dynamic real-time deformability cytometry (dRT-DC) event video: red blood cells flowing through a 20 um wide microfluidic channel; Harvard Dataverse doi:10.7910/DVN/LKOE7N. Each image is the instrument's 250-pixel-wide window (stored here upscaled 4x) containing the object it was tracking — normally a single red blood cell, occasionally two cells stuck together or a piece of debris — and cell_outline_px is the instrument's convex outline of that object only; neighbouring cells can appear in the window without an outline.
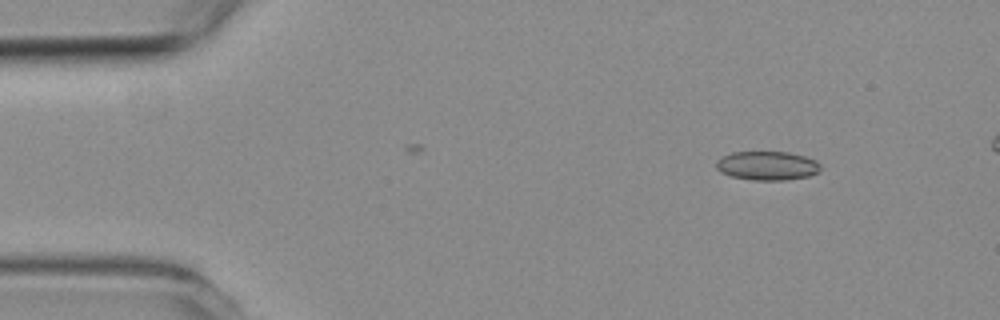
{"species": "common noctule bat (a hibernating species)", "species_latin": "Nyctalus noctula", "temperature_condition": "room temperature", "stored_images_in_passage": 3, "camera_frame_rate_fps": 3000, "um_per_image_px": 0.085, "animal": {"sex": "female", "body_mass_g": 19.3, "forearm_length_mm": 54.1}, "frame": {"image": 1, "passage_image": 1, "time_ms": 0.0, "image_size_px": [1000, 320], "cell_outline_px": [[820, 172], [808, 176], [784, 180], [752, 180], [732, 176], [720, 172], [716, 168], [716, 160], [732, 152], [788, 152], [804, 156], [816, 160], [820, 164]], "centroid_in_image_um": [65.22, 14.08], "position_along_channel_um": 19.8, "area_um2": 17.57}}
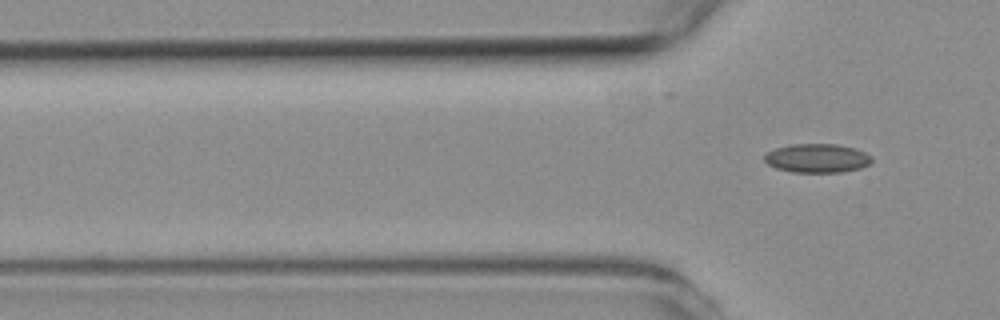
{"frame": {"image": 2, "passage_image": 3, "time_ms": 3.0, "image_size_px": [1000, 320], "cell_outline_px": [[872, 160], [868, 164], [860, 168], [840, 172], [792, 172], [776, 168], [768, 164], [764, 160], [764, 152], [788, 144], [836, 144], [856, 148], [872, 156]], "centroid_in_image_um": [69.42, 13.44], "position_along_channel_um": 56.4, "area_um2": 18.15}}